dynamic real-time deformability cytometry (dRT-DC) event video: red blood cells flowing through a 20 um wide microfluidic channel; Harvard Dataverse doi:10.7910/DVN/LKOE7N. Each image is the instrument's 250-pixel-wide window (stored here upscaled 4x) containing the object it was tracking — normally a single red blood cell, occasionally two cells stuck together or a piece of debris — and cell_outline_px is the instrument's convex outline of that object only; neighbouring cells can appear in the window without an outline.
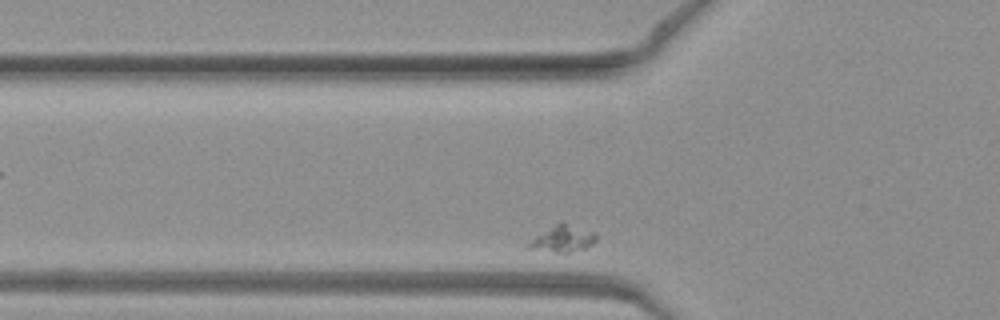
{"species": "common noctule bat (a hibernating species)", "species_latin": "Nyctalus noctula", "temperature_condition": "warm", "stored_images_in_passage": 11, "camera_frame_rate_fps": 3000, "um_per_image_px": 0.085, "animal": {"sex": "female", "body_mass_g": 19.3, "forearm_length_mm": 54.1}, "frame": {"image": 1, "passage_image": 2, "time_ms": 0.333, "image_size_px": [1000, 320], "cell_outline_px": [[596, 240], [588, 248], [564, 256], [528, 248], [528, 244], [536, 236], [560, 220], [564, 220], [596, 232]], "centroid_in_image_um": [47.9, 20.32], "position_along_channel_um": 77.9, "area_um2": 11.33}}
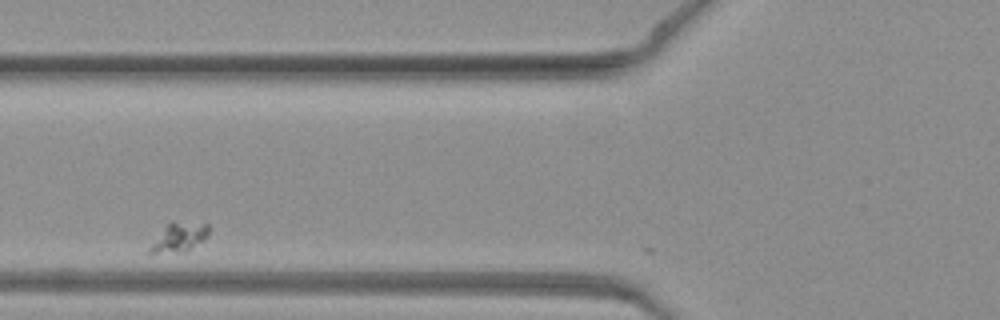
{"frame": {"image": 2, "passage_image": 5, "time_ms": 1.333, "image_size_px": [1000, 320], "cell_outline_px": [[212, 228], [208, 236], [204, 240], [184, 252], [148, 256], [148, 248], [164, 228], [172, 220], [208, 224]], "centroid_in_image_um": [15.21, 20.2], "position_along_channel_um": 110.6, "area_um2": 10.46}}